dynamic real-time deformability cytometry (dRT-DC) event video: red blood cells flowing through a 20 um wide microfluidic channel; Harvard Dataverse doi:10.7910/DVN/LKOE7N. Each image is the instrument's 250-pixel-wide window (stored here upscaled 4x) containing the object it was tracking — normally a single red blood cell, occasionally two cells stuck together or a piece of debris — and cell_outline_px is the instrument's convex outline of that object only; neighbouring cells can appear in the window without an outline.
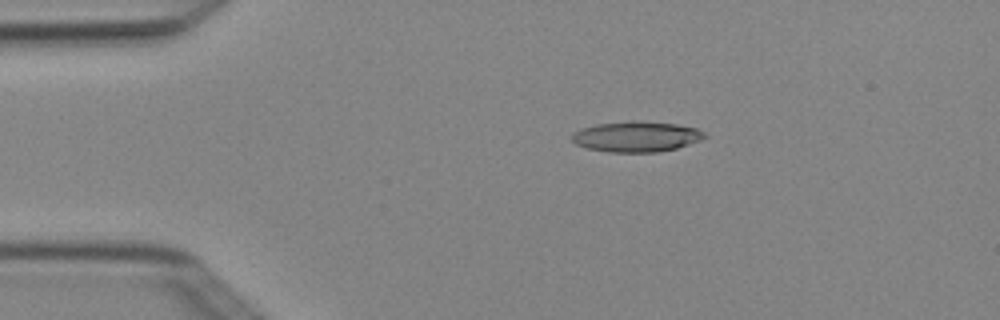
{"species": "Egyptian fruit bat (a non-hibernating species)", "species_latin": "Rousettus aegyptiacus", "temperature_condition": "cold", "stored_images_in_passage": 4, "camera_frame_rate_fps": 3000, "um_per_image_px": 0.085, "animal": {"sex": "female"}, "frame": {"image": 1, "passage_image": 3, "time_ms": 0.667, "image_size_px": [1000, 320], "cell_outline_px": [[708, 136], [700, 140], [676, 148], [660, 152], [608, 152], [588, 148], [576, 144], [572, 140], [572, 132], [580, 128], [596, 124], [632, 120], [636, 120], [676, 124], [696, 128], [704, 132]], "centroid_in_image_um": [54.07, 11.6], "position_along_channel_um": 30.9, "area_um2": 23.7}}